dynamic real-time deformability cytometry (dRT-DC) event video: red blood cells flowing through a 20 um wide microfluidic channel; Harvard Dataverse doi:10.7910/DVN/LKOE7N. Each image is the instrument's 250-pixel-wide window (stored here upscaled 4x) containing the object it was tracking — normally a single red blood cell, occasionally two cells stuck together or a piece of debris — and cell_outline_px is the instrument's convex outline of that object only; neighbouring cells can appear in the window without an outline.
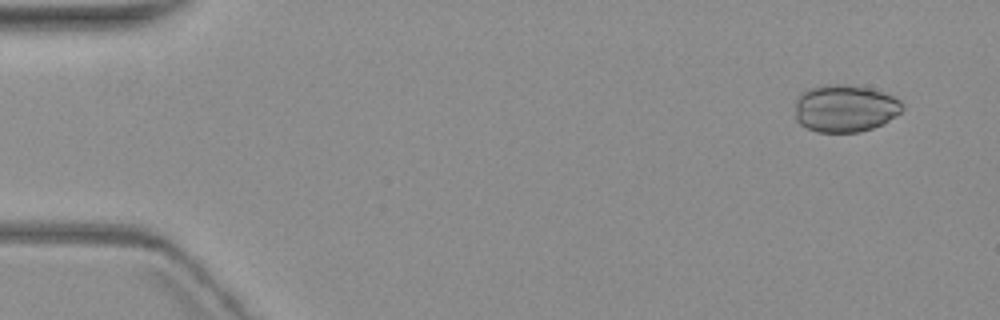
{"species": "common noctule bat (a hibernating species)", "species_latin": "Nyctalus noctula", "temperature_condition": "warm", "stored_images_in_passage": 6, "camera_frame_rate_fps": 3000, "um_per_image_px": 0.085, "animal": {"sex": "female", "body_mass_g": 19.3, "forearm_length_mm": 54.1}, "frame": {"image": 1, "passage_image": 1, "time_ms": 0.0, "image_size_px": [1000, 320], "cell_outline_px": [[904, 108], [896, 116], [884, 124], [860, 132], [816, 132], [800, 124], [796, 120], [796, 100], [800, 92], [808, 88], [828, 84], [848, 84], [868, 88], [884, 92], [900, 100], [904, 104]], "centroid_in_image_um": [71.83, 9.2], "position_along_channel_um": 13.2, "area_um2": 29.94}}